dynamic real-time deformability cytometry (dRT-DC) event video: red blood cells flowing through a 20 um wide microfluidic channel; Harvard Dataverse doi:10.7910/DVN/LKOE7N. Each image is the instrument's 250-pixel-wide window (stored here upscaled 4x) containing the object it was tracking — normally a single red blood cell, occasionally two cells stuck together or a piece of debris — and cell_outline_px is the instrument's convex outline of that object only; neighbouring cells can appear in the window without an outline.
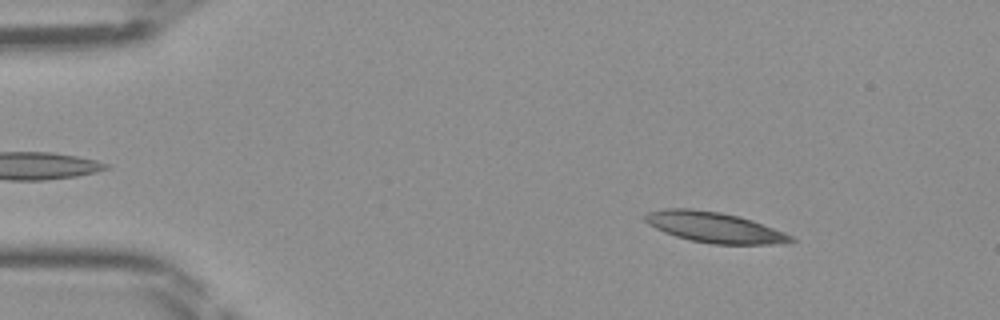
{"species": "Egyptian fruit bat (a non-hibernating species)", "species_latin": "Rousettus aegyptiacus", "temperature_condition": "room temperature", "stored_images_in_passage": 46, "camera_frame_rate_fps": 3000, "um_per_image_px": 0.085, "frame": {"image": 1, "passage_image": 6, "time_ms": 1.667, "image_size_px": [1000, 320], "cell_outline_px": [[796, 240], [788, 244], [712, 244], [692, 240], [676, 236], [664, 232], [648, 224], [644, 220], [644, 216], [648, 212], [664, 208], [692, 208], [720, 212], [740, 216], [752, 220], [784, 232], [792, 236]], "centroid_in_image_um": [60.74, 19.32], "position_along_channel_um": 24.3, "area_um2": 26.01}}
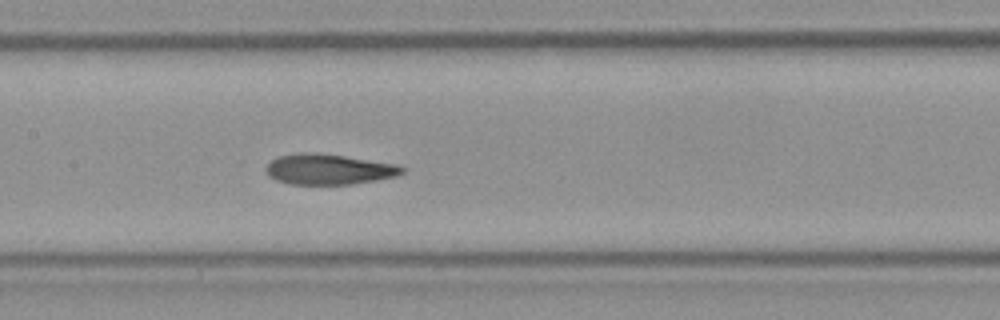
{"frame": {"image": 2, "passage_image": 22, "time_ms": 7.0, "image_size_px": [1000, 320], "cell_outline_px": [[408, 168], [404, 172], [396, 176], [376, 180], [352, 184], [288, 184], [276, 180], [268, 176], [264, 172], [264, 168], [272, 160], [280, 156], [296, 152], [312, 152], [344, 156], [396, 164]], "centroid_in_image_um": [27.92, 14.39], "position_along_channel_um": 179.5, "area_um2": 24.33}}
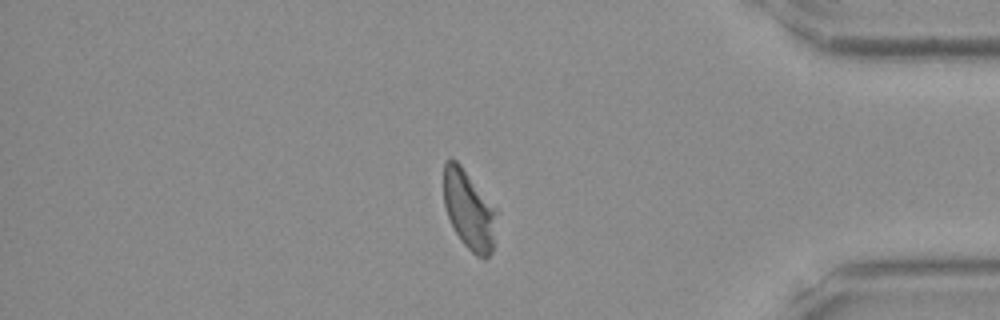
{"frame": {"image": 3, "passage_image": 39, "time_ms": 12.667, "image_size_px": [1000, 320], "cell_outline_px": [[496, 212], [492, 252], [484, 260], [476, 256], [460, 240], [448, 216], [444, 204], [444, 160], [456, 160], [460, 164], [496, 208]], "centroid_in_image_um": [39.86, 17.85], "position_along_channel_um": 395.3, "area_um2": 23.99}}